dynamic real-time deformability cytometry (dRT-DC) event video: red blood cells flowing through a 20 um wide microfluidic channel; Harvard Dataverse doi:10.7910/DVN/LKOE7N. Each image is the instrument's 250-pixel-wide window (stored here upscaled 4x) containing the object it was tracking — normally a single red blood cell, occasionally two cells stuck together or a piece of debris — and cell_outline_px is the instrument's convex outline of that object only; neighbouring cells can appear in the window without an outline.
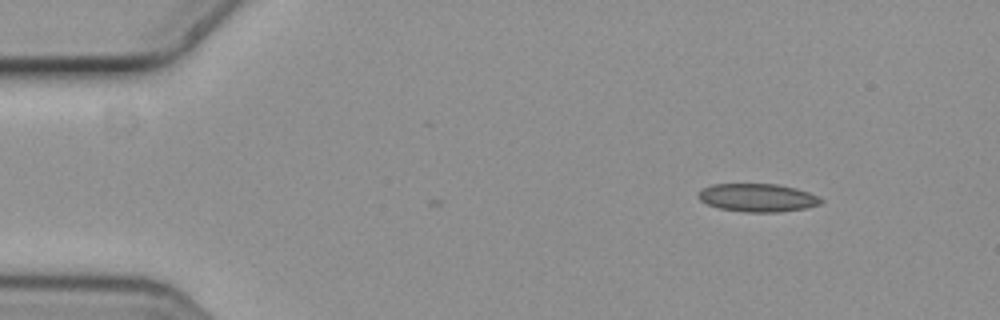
{"species": "common noctule bat (a hibernating species)", "species_latin": "Nyctalus noctula", "temperature_condition": "cold", "stored_images_in_passage": 2, "camera_frame_rate_fps": 3000, "um_per_image_px": 0.085, "animal": {"sex": "female", "body_mass_g": 19.3, "forearm_length_mm": 54.1}, "frame": {"image": 1, "passage_image": 2, "time_ms": 0.333, "image_size_px": [1000, 320], "cell_outline_px": [[824, 200], [820, 204], [804, 208], [780, 212], [744, 212], [720, 208], [708, 204], [700, 200], [700, 192], [704, 188], [712, 184], [776, 184], [796, 188], [808, 192]], "centroid_in_image_um": [64.42, 16.8], "position_along_channel_um": 20.6, "area_um2": 19.83}}